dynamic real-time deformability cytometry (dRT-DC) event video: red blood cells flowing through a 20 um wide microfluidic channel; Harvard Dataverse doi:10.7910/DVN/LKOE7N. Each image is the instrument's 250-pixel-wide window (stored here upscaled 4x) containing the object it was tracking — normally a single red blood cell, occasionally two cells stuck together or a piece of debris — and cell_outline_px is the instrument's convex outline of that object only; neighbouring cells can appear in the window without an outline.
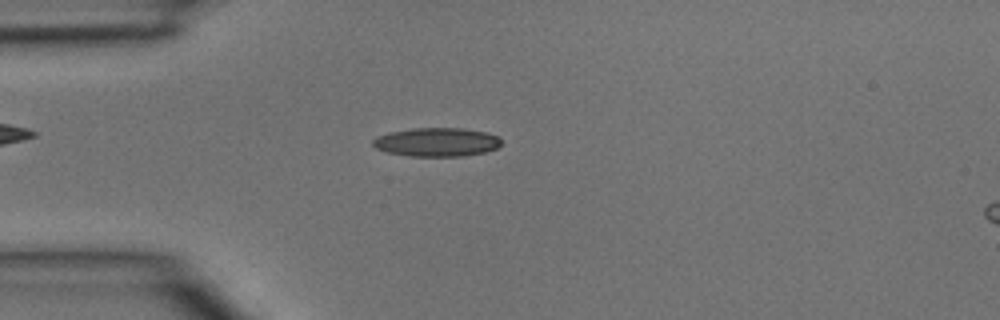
{"species": "common noctule bat (a hibernating species)", "species_latin": "Nyctalus noctula", "temperature_condition": "room temperature", "stored_images_in_passage": 4, "segment_of_instrument_passage": [1, 2], "camera_frame_rate_fps": 3000, "um_per_image_px": 0.085, "animal": {"sex": "male", "body_mass_g": 15.6}, "frame": {"image": 1, "passage_image": 3, "time_ms": 0.667, "image_size_px": [1000, 320], "cell_outline_px": [[500, 144], [496, 148], [484, 152], [464, 156], [412, 156], [388, 152], [376, 148], [372, 144], [372, 140], [376, 136], [388, 132], [412, 128], [464, 128], [484, 132], [500, 136]], "centroid_in_image_um": [37.1, 12.07], "position_along_channel_um": 47.9, "area_um2": 21.5}}